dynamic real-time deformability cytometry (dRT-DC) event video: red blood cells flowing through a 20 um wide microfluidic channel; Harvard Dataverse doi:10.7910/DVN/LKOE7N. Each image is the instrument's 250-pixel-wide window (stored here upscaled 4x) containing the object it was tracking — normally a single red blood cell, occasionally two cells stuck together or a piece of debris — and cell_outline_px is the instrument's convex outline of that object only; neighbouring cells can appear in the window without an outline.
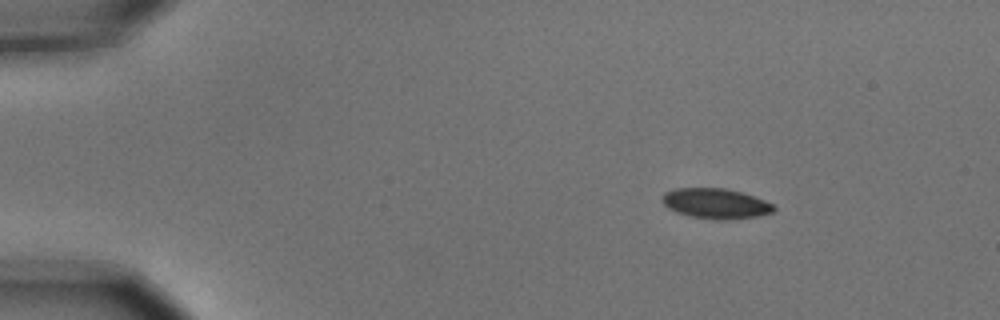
{"species": "common noctule bat (a hibernating species)", "species_latin": "Nyctalus noctula", "temperature_condition": "cold", "stored_images_in_passage": 5, "camera_frame_rate_fps": 3000, "um_per_image_px": 0.085, "animal": {"sex": "male", "body_mass_g": 15.6}, "frame": {"image": 1, "passage_image": 1, "time_ms": 0.0, "image_size_px": [1000, 320], "cell_outline_px": [[776, 208], [772, 212], [756, 216], [724, 220], [692, 216], [676, 212], [668, 208], [660, 200], [660, 196], [664, 192], [676, 188], [724, 188], [740, 192], [764, 200], [772, 204]], "centroid_in_image_um": [60.78, 17.28], "position_along_channel_um": 24.2, "area_um2": 19.42}}
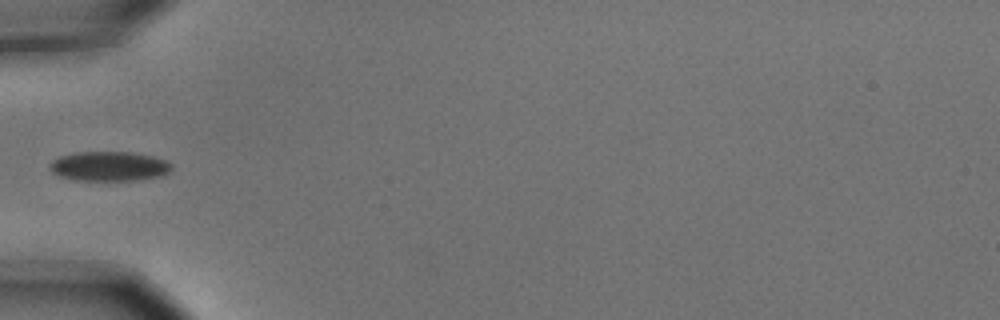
{"frame": {"image": 2, "passage_image": 4, "time_ms": 1.0, "image_size_px": [1000, 320], "cell_outline_px": [[172, 168], [168, 172], [160, 176], [136, 180], [72, 180], [60, 176], [52, 172], [48, 168], [48, 164], [52, 160], [60, 156], [80, 152], [132, 152], [152, 156], [164, 160], [172, 164]], "centroid_in_image_um": [9.24, 14.13], "position_along_channel_um": 75.8, "area_um2": 20.98}}
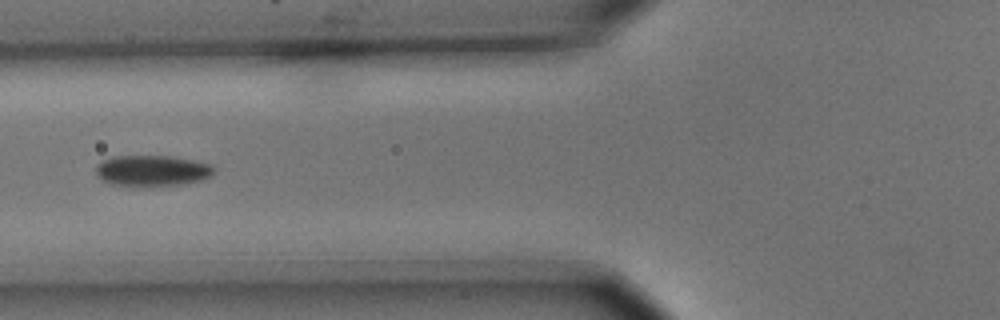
{"frame": {"image": 3, "passage_image": 5, "time_ms": 1.333, "image_size_px": [1000, 320], "cell_outline_px": [[216, 168], [212, 176], [204, 180], [184, 184], [144, 188], [112, 184], [96, 176], [96, 164], [112, 156], [168, 156], [192, 160], [212, 164]], "centroid_in_image_um": [12.96, 14.54], "position_along_channel_um": 112.8, "area_um2": 21.91}}